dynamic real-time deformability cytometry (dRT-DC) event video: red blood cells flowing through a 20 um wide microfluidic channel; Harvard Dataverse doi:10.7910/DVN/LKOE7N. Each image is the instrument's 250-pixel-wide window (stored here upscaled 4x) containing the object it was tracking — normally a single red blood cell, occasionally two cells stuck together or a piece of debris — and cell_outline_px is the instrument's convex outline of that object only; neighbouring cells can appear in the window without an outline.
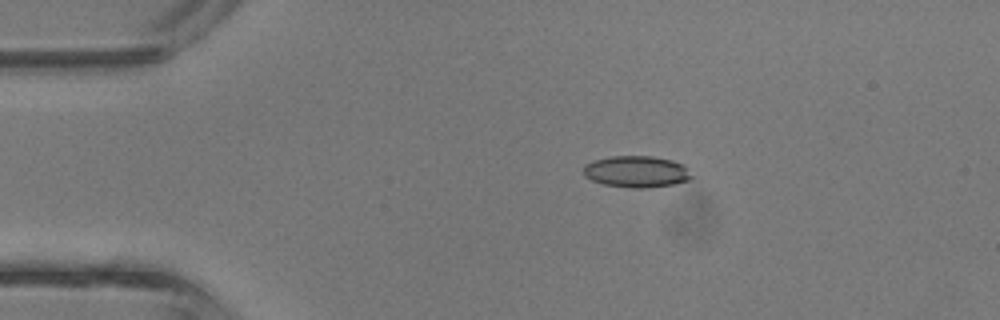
{"species": "common noctule bat (a hibernating species)", "species_latin": "Nyctalus noctula", "temperature_condition": "room temperature", "stored_images_in_passage": 2, "camera_frame_rate_fps": 3000, "um_per_image_px": 0.085, "animal": {"sex": "male", "body_mass_g": 13.3}, "frame": {"image": 1, "passage_image": 1, "time_ms": 0.0, "image_size_px": [1000, 320], "cell_outline_px": [[696, 176], [692, 180], [672, 184], [648, 188], [632, 188], [604, 184], [592, 180], [584, 176], [584, 164], [596, 160], [612, 156], [652, 156], [672, 160], [684, 164]], "centroid_in_image_um": [54.18, 14.59], "position_along_channel_um": 30.8, "area_um2": 20.11}}